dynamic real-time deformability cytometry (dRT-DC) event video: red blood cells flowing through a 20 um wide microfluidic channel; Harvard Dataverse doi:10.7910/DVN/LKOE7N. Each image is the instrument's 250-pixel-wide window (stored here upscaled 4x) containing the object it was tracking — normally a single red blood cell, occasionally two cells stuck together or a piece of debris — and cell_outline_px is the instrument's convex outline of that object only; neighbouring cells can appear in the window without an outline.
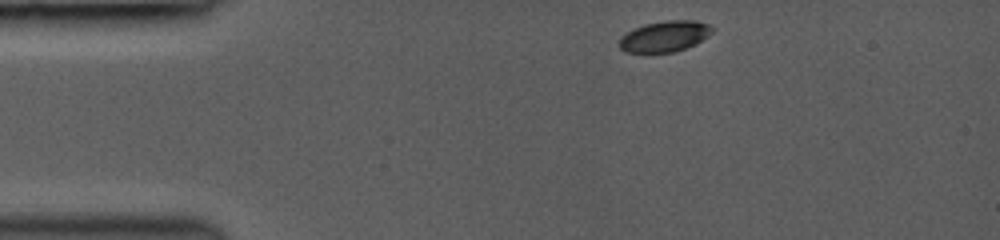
{"species": "common noctule bat (a hibernating species)", "species_latin": "Nyctalus noctula", "temperature_condition": "room temperature", "stored_images_in_passage": 3, "camera_frame_rate_fps": 3000, "um_per_image_px": 0.085, "animal": {"sex": "female", "body_mass_g": 19.0, "forearm_length_mm": 53.3}, "frame": {"image": 1, "passage_image": 1, "time_ms": 0.0, "image_size_px": [1000, 240], "cell_outline_px": [[716, 28], [708, 36], [696, 44], [672, 52], [624, 52], [620, 48], [620, 36], [644, 24], [664, 20], [696, 20], [708, 24]], "centroid_in_image_um": [56.53, 3.07], "position_along_channel_um": 28.5, "area_um2": 16.7}}